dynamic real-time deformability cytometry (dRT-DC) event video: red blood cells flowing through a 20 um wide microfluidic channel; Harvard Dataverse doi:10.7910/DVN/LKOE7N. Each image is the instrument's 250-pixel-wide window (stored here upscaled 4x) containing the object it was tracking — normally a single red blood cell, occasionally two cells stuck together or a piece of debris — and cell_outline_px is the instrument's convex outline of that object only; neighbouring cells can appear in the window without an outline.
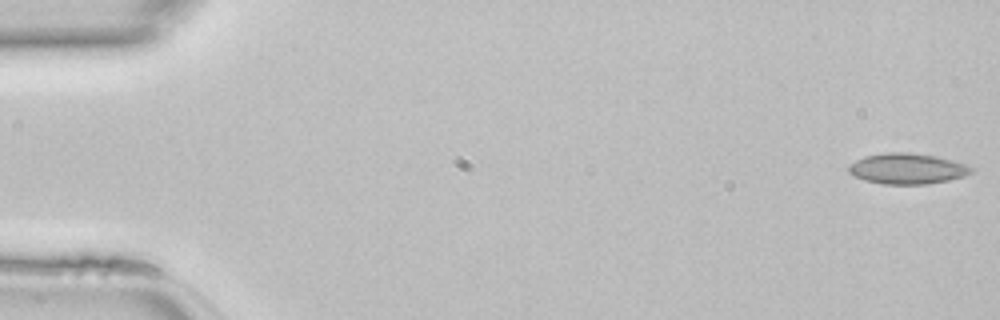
{"species": "common noctule bat (a hibernating species)", "species_latin": "Nyctalus noctula", "temperature_condition": "room temperature", "stored_images_in_passage": 46, "camera_frame_rate_fps": 3000, "um_per_image_px": 0.085, "animal": {"sex": "female", "body_mass_g": 22.7, "forearm_length_mm": 54.2}, "frame": {"image": 1, "passage_image": 1, "time_ms": 0.0, "image_size_px": [1000, 320], "cell_outline_px": [[972, 172], [964, 176], [948, 180], [928, 184], [884, 184], [864, 180], [848, 172], [848, 164], [864, 156], [888, 152], [908, 152], [936, 156], [952, 160], [964, 164], [972, 168]], "centroid_in_image_um": [77.08, 14.33], "position_along_channel_um": 7.9, "area_um2": 21.85}}
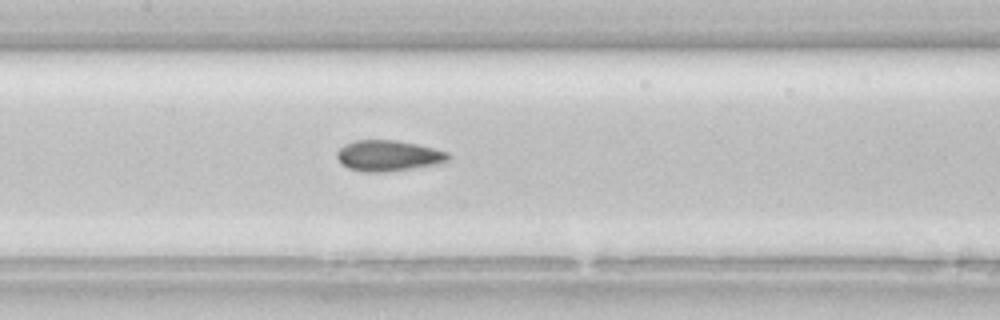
{"frame": {"image": 2, "passage_image": 22, "time_ms": 7.0, "image_size_px": [1000, 320], "cell_outline_px": [[452, 156], [448, 160], [436, 164], [412, 168], [384, 172], [364, 172], [348, 168], [340, 164], [336, 156], [336, 152], [344, 144], [356, 140], [392, 140], [416, 144], [436, 148], [448, 152]], "centroid_in_image_um": [32.98, 13.23], "position_along_channel_um": 174.4, "area_um2": 20.06}}
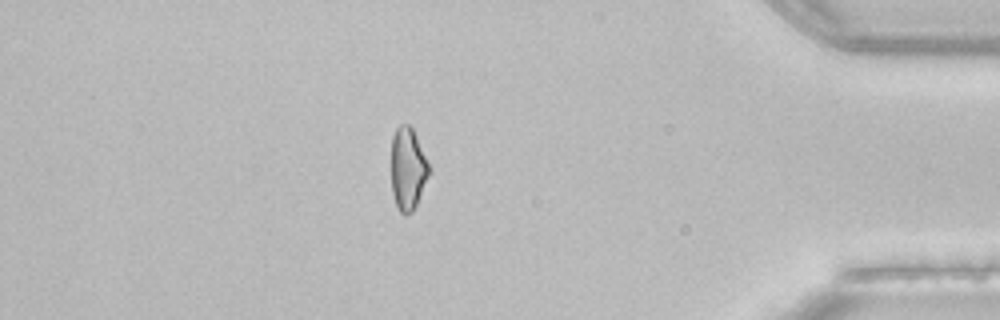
{"frame": {"image": 3, "passage_image": 40, "time_ms": 13.0, "image_size_px": [1000, 320], "cell_outline_px": [[432, 168], [416, 204], [412, 212], [404, 216], [400, 212], [396, 204], [392, 192], [392, 136], [396, 128], [400, 124], [408, 124], [412, 128]], "centroid_in_image_um": [34.68, 14.34], "position_along_channel_um": 400.5, "area_um2": 18.15}}